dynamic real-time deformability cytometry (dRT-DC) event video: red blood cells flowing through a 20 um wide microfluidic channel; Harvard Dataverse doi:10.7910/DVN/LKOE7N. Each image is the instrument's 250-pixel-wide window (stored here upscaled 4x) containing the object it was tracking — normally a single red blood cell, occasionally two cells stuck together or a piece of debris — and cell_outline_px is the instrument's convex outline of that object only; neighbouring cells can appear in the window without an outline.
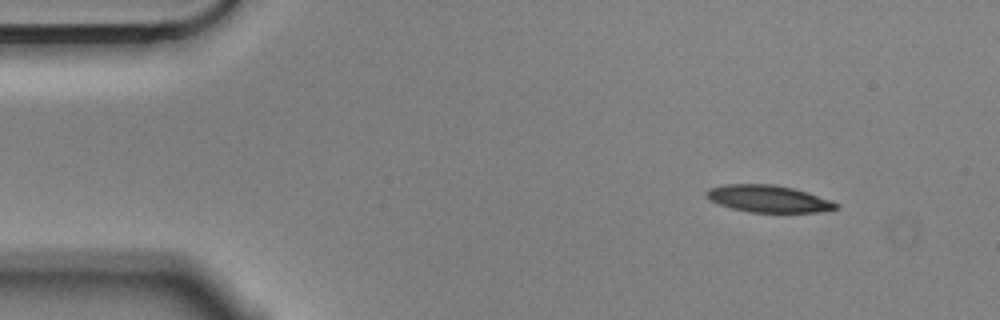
{"species": "Egyptian fruit bat (a non-hibernating species)", "species_latin": "Rousettus aegyptiacus", "temperature_condition": "cold", "stored_images_in_passage": 8, "camera_frame_rate_fps": 3000, "um_per_image_px": 0.085, "animal": {"sex": "male"}, "frame": {"image": 1, "passage_image": 1, "time_ms": 0.0, "image_size_px": [1000, 320], "cell_outline_px": [[840, 208], [816, 212], [748, 212], [732, 208], [708, 200], [704, 192], [708, 188], [724, 184], [776, 184], [792, 188], [832, 200], [840, 204]], "centroid_in_image_um": [65.29, 16.89], "position_along_channel_um": 19.7, "area_um2": 20.52}}
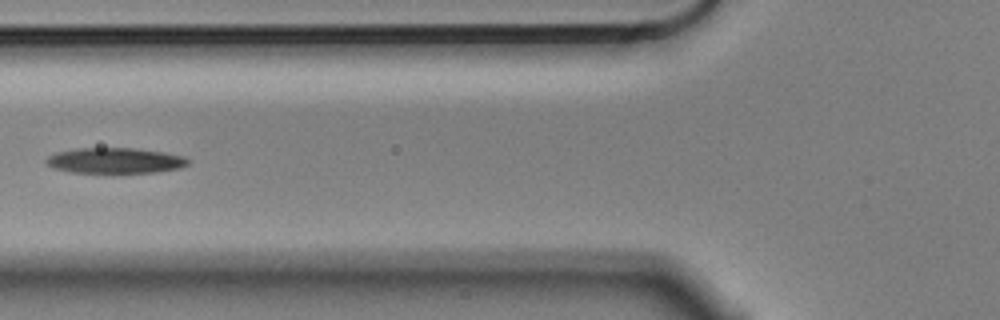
{"frame": {"image": 2, "passage_image": 5, "time_ms": 1.333, "image_size_px": [1000, 320], "cell_outline_px": [[188, 164], [180, 168], [156, 172], [120, 176], [112, 176], [72, 172], [52, 168], [44, 160], [48, 156], [56, 152], [76, 148], [136, 148], [164, 152], [184, 156], [188, 160]], "centroid_in_image_um": [9.76, 13.7], "position_along_channel_um": 116.0, "area_um2": 22.37}}
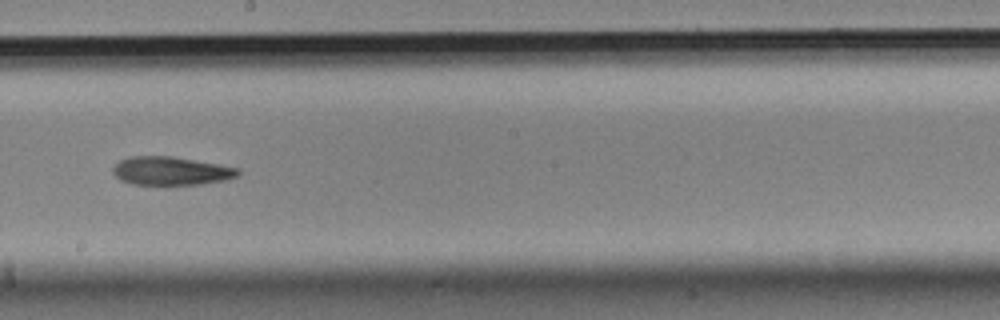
{"frame": {"image": 3, "passage_image": 8, "time_ms": 2.333, "image_size_px": [1000, 320], "cell_outline_px": [[240, 172], [236, 176], [224, 180], [200, 184], [132, 184], [120, 180], [112, 172], [112, 168], [120, 160], [132, 156], [172, 156], [220, 164], [240, 168]], "centroid_in_image_um": [14.53, 14.52], "position_along_channel_um": 233.7, "area_um2": 20.63}}